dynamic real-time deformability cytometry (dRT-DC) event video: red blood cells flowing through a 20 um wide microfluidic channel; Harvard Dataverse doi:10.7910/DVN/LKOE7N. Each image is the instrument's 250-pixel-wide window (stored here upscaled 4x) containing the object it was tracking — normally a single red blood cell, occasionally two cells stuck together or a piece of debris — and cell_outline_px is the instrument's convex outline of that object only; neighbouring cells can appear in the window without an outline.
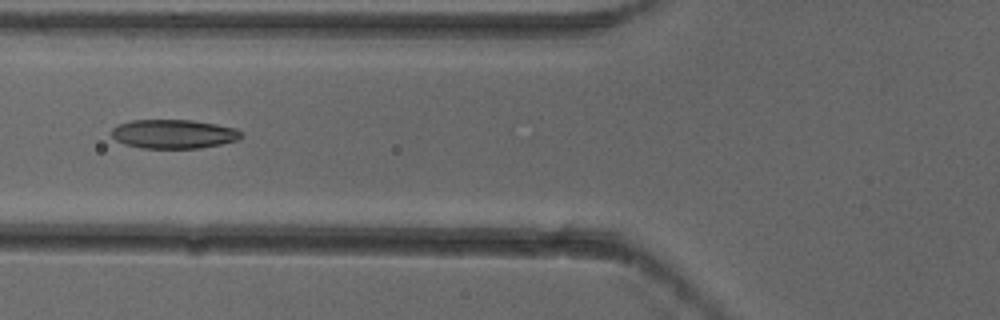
{"species": "common noctule bat (a hibernating species)", "species_latin": "Nyctalus noctula", "temperature_condition": "cold", "stored_images_in_passage": 6, "camera_frame_rate_fps": 3000, "um_per_image_px": 0.085, "animal": {"sex": "female"}, "frame": {"image": 1, "passage_image": 5, "time_ms": 1.333, "image_size_px": [1000, 320], "cell_outline_px": [[244, 136], [236, 140], [220, 144], [200, 148], [140, 148], [124, 144], [116, 140], [112, 136], [112, 128], [116, 124], [132, 120], [192, 120], [216, 124], [236, 128], [244, 132]], "centroid_in_image_um": [14.76, 11.38], "position_along_channel_um": 111.0, "area_um2": 22.08}}
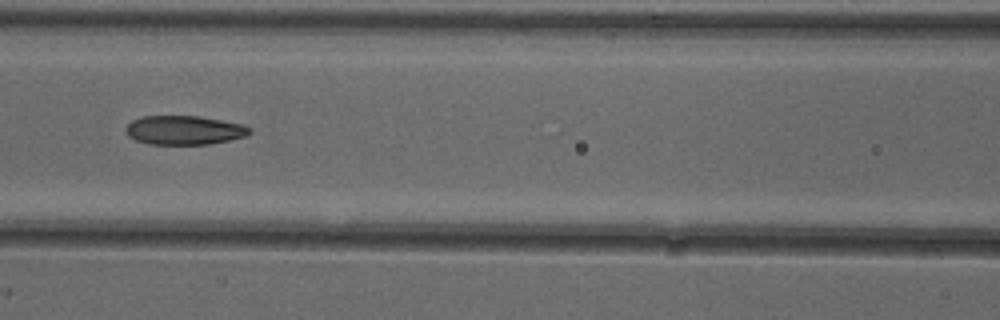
{"frame": {"image": 2, "passage_image": 6, "time_ms": 1.667, "image_size_px": [1000, 320], "cell_outline_px": [[252, 132], [244, 136], [232, 140], [208, 144], [148, 144], [136, 140], [128, 136], [124, 132], [124, 128], [132, 120], [144, 116], [200, 116], [244, 124], [252, 128]], "centroid_in_image_um": [15.67, 11.06], "position_along_channel_um": 150.9, "area_um2": 21.15}}